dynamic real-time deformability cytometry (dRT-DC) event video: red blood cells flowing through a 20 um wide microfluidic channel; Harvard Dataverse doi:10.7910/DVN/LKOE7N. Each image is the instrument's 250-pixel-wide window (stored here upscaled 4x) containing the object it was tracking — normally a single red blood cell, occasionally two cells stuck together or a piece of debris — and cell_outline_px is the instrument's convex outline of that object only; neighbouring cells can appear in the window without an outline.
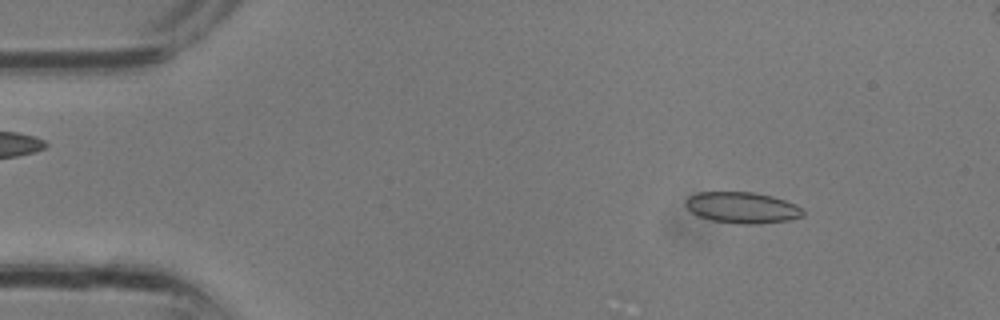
{"species": "common noctule bat (a hibernating species)", "species_latin": "Nyctalus noctula", "temperature_condition": "room temperature", "stored_images_in_passage": 29, "segment_of_instrument_passage": [1, 2], "camera_frame_rate_fps": 3000, "um_per_image_px": 0.085, "animal": {"sex": "male", "body_mass_g": 13.3}, "frame": {"image": 1, "passage_image": 1, "time_ms": 0.0, "image_size_px": [1000, 320], "cell_outline_px": [[804, 216], [792, 220], [760, 224], [740, 224], [712, 220], [696, 216], [684, 204], [684, 200], [688, 196], [700, 192], [756, 192], [772, 196], [796, 204], [804, 212]], "centroid_in_image_um": [63.09, 17.65], "position_along_channel_um": 21.9, "area_um2": 21.56}}
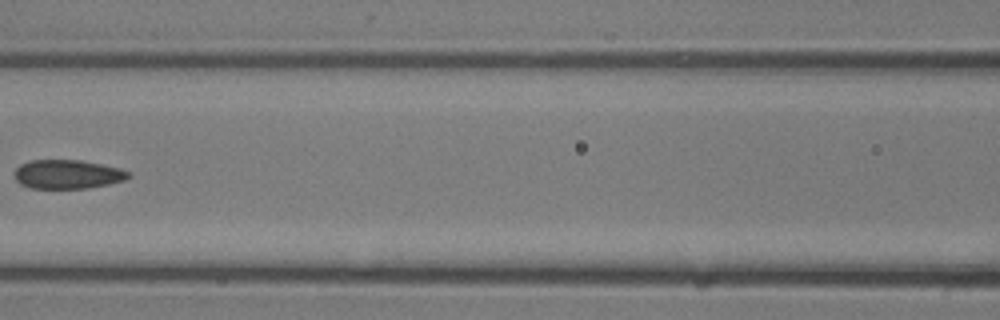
{"frame": {"image": 2, "passage_image": 11, "time_ms": 3.333, "image_size_px": [1000, 320], "cell_outline_px": [[132, 176], [124, 180], [108, 184], [88, 188], [28, 188], [20, 184], [16, 180], [16, 168], [20, 164], [32, 160], [80, 160], [120, 168], [128, 172]], "centroid_in_image_um": [5.74, 14.81], "position_along_channel_um": 160.9, "area_um2": 19.13}}
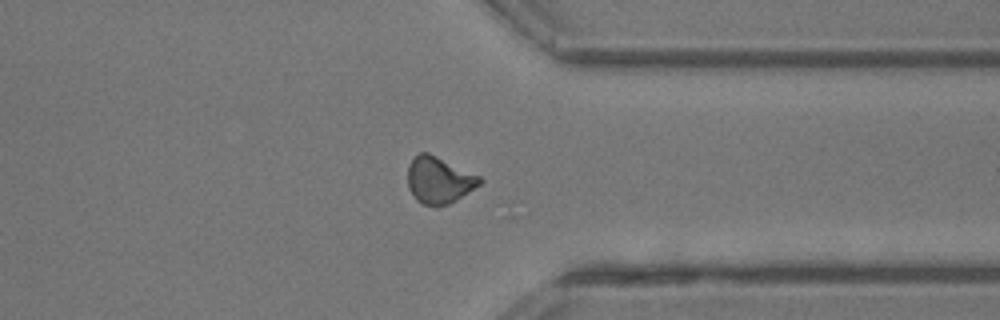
{"frame": {"image": 3, "passage_image": 21, "time_ms": 6.667, "image_size_px": [1000, 320], "cell_outline_px": [[484, 180], [480, 184], [456, 200], [448, 204], [436, 208], [424, 204], [416, 200], [408, 188], [408, 164], [420, 152], [428, 152], [480, 176]], "centroid_in_image_um": [37.3, 15.33], "position_along_channel_um": 374.1, "area_um2": 19.59}}